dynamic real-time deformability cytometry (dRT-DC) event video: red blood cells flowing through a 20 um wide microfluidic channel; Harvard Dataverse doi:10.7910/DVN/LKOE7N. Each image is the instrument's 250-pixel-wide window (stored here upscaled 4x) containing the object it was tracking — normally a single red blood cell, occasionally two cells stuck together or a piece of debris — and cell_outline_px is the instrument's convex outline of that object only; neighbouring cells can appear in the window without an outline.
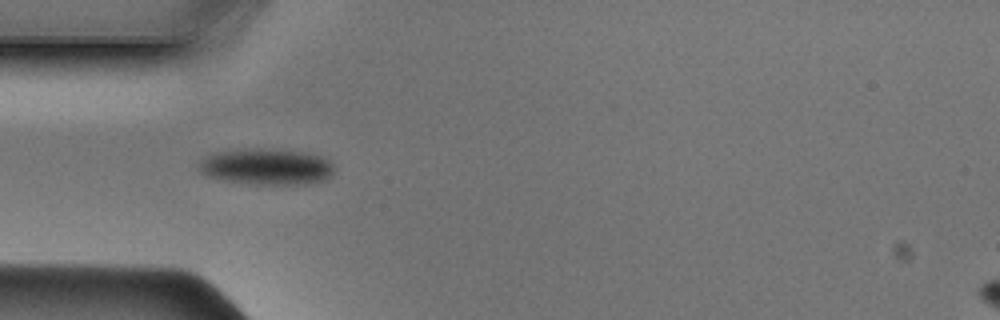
{"species": "Egyptian fruit bat (a non-hibernating species)", "species_latin": "Rousettus aegyptiacus", "temperature_condition": "cold", "stored_images_in_passage": 34, "camera_frame_rate_fps": 3000, "um_per_image_px": 0.085, "animal": {"sex": "male"}, "frame": {"image": 1, "passage_image": 1, "time_ms": 0.0, "image_size_px": [1000, 320], "cell_outline_px": [[332, 172], [324, 180], [300, 184], [256, 184], [224, 180], [208, 176], [200, 172], [196, 168], [196, 164], [204, 156], [216, 152], [240, 148], [252, 148], [312, 152], [328, 160], [332, 164]], "centroid_in_image_um": [22.57, 14.14], "position_along_channel_um": 62.4, "area_um2": 28.67}}
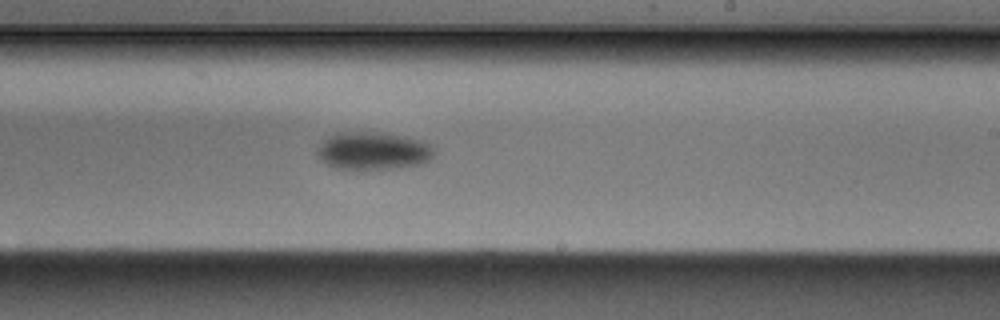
{"frame": {"image": 2, "passage_image": 15, "time_ms": 4.667, "image_size_px": [1000, 320], "cell_outline_px": [[436, 152], [424, 164], [396, 168], [360, 172], [336, 168], [320, 160], [316, 152], [316, 148], [320, 140], [336, 132], [388, 132], [420, 140], [436, 148]], "centroid_in_image_um": [31.67, 12.84], "position_along_channel_um": 257.3, "area_um2": 26.88}}
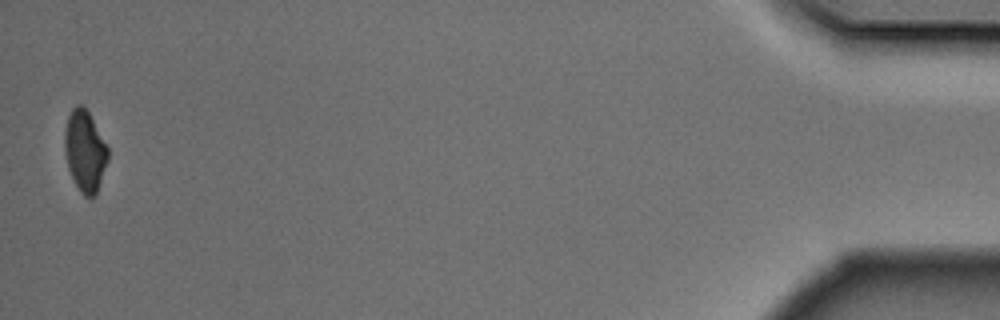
{"frame": {"image": 3, "passage_image": 34, "time_ms": 11.0, "image_size_px": [1000, 320], "cell_outline_px": [[108, 160], [96, 192], [92, 196], [84, 196], [80, 192], [68, 168], [64, 152], [64, 132], [68, 116], [72, 108], [76, 104], [80, 104], [88, 112], [108, 148]], "centroid_in_image_um": [7.19, 12.82], "position_along_channel_um": 428.0, "area_um2": 20.11}}